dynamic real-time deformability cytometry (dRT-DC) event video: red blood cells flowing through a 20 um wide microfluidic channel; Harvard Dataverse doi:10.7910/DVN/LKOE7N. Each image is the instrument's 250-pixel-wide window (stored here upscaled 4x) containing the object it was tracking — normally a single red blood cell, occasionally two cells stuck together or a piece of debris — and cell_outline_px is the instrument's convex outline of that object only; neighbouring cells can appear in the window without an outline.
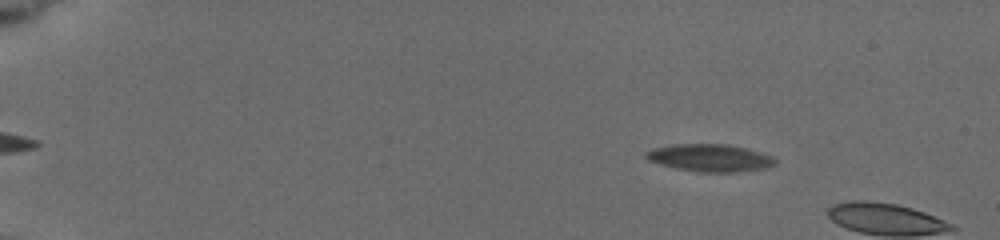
{"species": "common noctule bat (a hibernating species)", "species_latin": "Nyctalus noctula", "temperature_condition": "cold", "stored_images_in_passage": 4, "camera_frame_rate_fps": 3000, "um_per_image_px": 0.085, "animal": {"sex": "female", "body_mass_g": 19.5, "forearm_length_mm": 54.1}, "frame": {"image": 1, "passage_image": 2, "time_ms": 1.0, "image_size_px": [1000, 240], "cell_outline_px": [[776, 164], [764, 168], [736, 172], [700, 172], [676, 168], [660, 164], [648, 160], [644, 156], [644, 152], [656, 148], [672, 144], [728, 144], [744, 148], [772, 156], [776, 160]], "centroid_in_image_um": [60.32, 13.42], "position_along_channel_um": 24.7, "area_um2": 20.46}}